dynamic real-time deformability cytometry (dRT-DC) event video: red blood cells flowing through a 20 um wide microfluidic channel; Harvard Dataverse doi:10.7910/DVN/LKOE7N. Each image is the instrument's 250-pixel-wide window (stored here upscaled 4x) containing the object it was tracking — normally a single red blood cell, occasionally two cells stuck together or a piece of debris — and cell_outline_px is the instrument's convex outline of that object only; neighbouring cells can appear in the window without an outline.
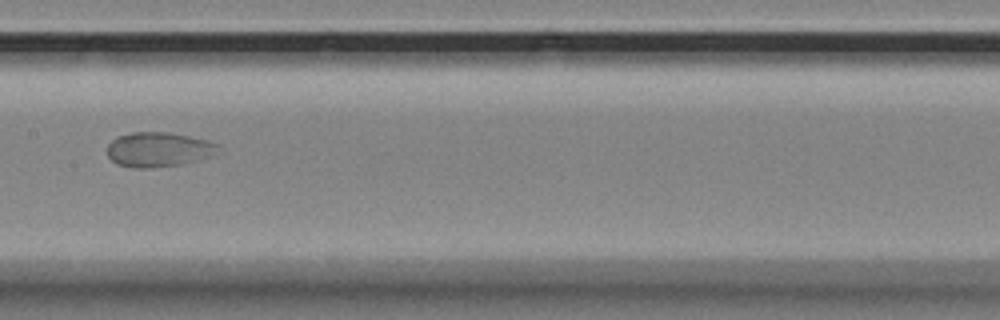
{"species": "Egyptian fruit bat (a non-hibernating species)", "species_latin": "Rousettus aegyptiacus", "temperature_condition": "room temperature", "stored_images_in_passage": 9, "camera_frame_rate_fps": 3000, "um_per_image_px": 0.085, "animal": {"sex": "female"}, "frame": {"image": 1, "passage_image": 7, "time_ms": 2.0, "image_size_px": [1000, 320], "cell_outline_px": [[220, 152], [212, 156], [200, 160], [180, 164], [148, 168], [132, 168], [116, 164], [108, 156], [108, 144], [116, 136], [132, 132], [168, 132], [208, 140], [220, 144]], "centroid_in_image_um": [13.51, 12.71], "position_along_channel_um": 193.9, "area_um2": 22.72}}
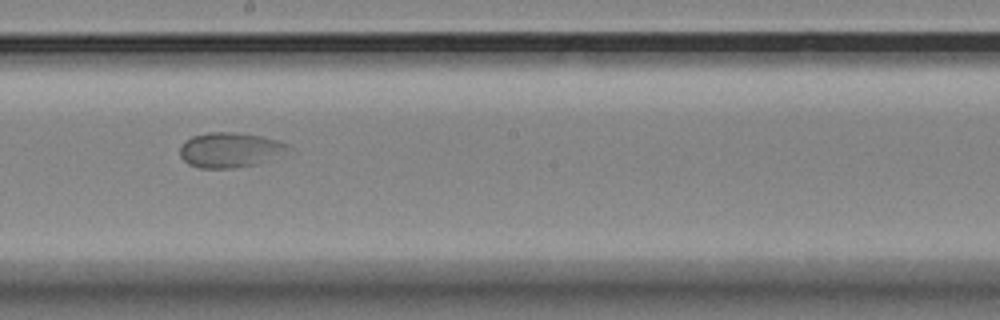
{"frame": {"image": 2, "passage_image": 8, "time_ms": 2.333, "image_size_px": [1000, 320], "cell_outline_px": [[292, 148], [256, 164], [232, 168], [200, 168], [188, 164], [180, 156], [180, 144], [184, 140], [192, 136], [208, 132], [236, 132], [260, 136], [280, 140], [288, 144]], "centroid_in_image_um": [19.49, 12.73], "position_along_channel_um": 228.7, "area_um2": 21.96}}
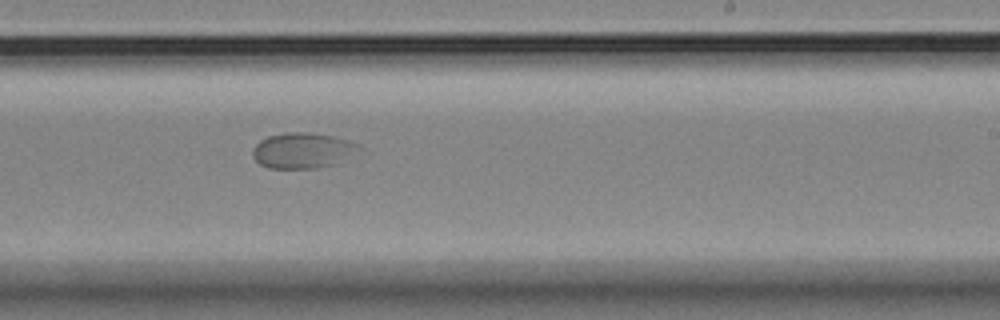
{"frame": {"image": 3, "passage_image": 9, "time_ms": 2.667, "image_size_px": [1000, 320], "cell_outline_px": [[360, 148], [332, 164], [316, 168], [268, 168], [260, 164], [252, 156], [252, 148], [260, 140], [268, 136], [284, 132], [308, 132], [332, 136], [348, 140], [360, 144]], "centroid_in_image_um": [25.63, 12.77], "position_along_channel_um": 263.4, "area_um2": 21.68}}